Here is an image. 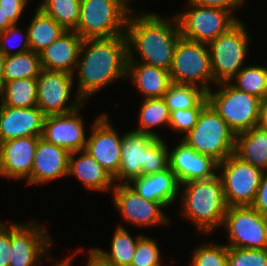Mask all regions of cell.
Returning a JSON list of instances; mask_svg holds the SVG:
<instances>
[{
    "mask_svg": "<svg viewBox=\"0 0 267 266\" xmlns=\"http://www.w3.org/2000/svg\"><path fill=\"white\" fill-rule=\"evenodd\" d=\"M126 35L83 39L76 74L77 94L84 102L114 81L126 79Z\"/></svg>",
    "mask_w": 267,
    "mask_h": 266,
    "instance_id": "1",
    "label": "cell"
},
{
    "mask_svg": "<svg viewBox=\"0 0 267 266\" xmlns=\"http://www.w3.org/2000/svg\"><path fill=\"white\" fill-rule=\"evenodd\" d=\"M133 11L125 31L127 62L146 63L169 71L175 46L181 37L176 16L168 20V17L164 19L153 12L135 14Z\"/></svg>",
    "mask_w": 267,
    "mask_h": 266,
    "instance_id": "2",
    "label": "cell"
},
{
    "mask_svg": "<svg viewBox=\"0 0 267 266\" xmlns=\"http://www.w3.org/2000/svg\"><path fill=\"white\" fill-rule=\"evenodd\" d=\"M180 189V214L195 225L198 233L208 235L222 226L228 205L218 174L210 179L180 184Z\"/></svg>",
    "mask_w": 267,
    "mask_h": 266,
    "instance_id": "3",
    "label": "cell"
},
{
    "mask_svg": "<svg viewBox=\"0 0 267 266\" xmlns=\"http://www.w3.org/2000/svg\"><path fill=\"white\" fill-rule=\"evenodd\" d=\"M206 92L208 104L225 120L235 134L258 126L262 100L234 87L230 82L215 85ZM215 91V92H214Z\"/></svg>",
    "mask_w": 267,
    "mask_h": 266,
    "instance_id": "4",
    "label": "cell"
},
{
    "mask_svg": "<svg viewBox=\"0 0 267 266\" xmlns=\"http://www.w3.org/2000/svg\"><path fill=\"white\" fill-rule=\"evenodd\" d=\"M131 11L125 0H81L80 19L74 31L83 39L124 35Z\"/></svg>",
    "mask_w": 267,
    "mask_h": 266,
    "instance_id": "5",
    "label": "cell"
},
{
    "mask_svg": "<svg viewBox=\"0 0 267 266\" xmlns=\"http://www.w3.org/2000/svg\"><path fill=\"white\" fill-rule=\"evenodd\" d=\"M235 137L225 120L207 104L199 114L196 125L180 140L219 164L234 153Z\"/></svg>",
    "mask_w": 267,
    "mask_h": 266,
    "instance_id": "6",
    "label": "cell"
},
{
    "mask_svg": "<svg viewBox=\"0 0 267 266\" xmlns=\"http://www.w3.org/2000/svg\"><path fill=\"white\" fill-rule=\"evenodd\" d=\"M241 20L208 43L215 85L229 82L243 67L249 51L250 35Z\"/></svg>",
    "mask_w": 267,
    "mask_h": 266,
    "instance_id": "7",
    "label": "cell"
},
{
    "mask_svg": "<svg viewBox=\"0 0 267 266\" xmlns=\"http://www.w3.org/2000/svg\"><path fill=\"white\" fill-rule=\"evenodd\" d=\"M169 73L172 83L193 84L206 92L210 91L211 84L215 85V82L208 45L180 37L174 49Z\"/></svg>",
    "mask_w": 267,
    "mask_h": 266,
    "instance_id": "8",
    "label": "cell"
},
{
    "mask_svg": "<svg viewBox=\"0 0 267 266\" xmlns=\"http://www.w3.org/2000/svg\"><path fill=\"white\" fill-rule=\"evenodd\" d=\"M187 8L175 16L181 37L195 42L208 44L240 21L230 10L190 3Z\"/></svg>",
    "mask_w": 267,
    "mask_h": 266,
    "instance_id": "9",
    "label": "cell"
},
{
    "mask_svg": "<svg viewBox=\"0 0 267 266\" xmlns=\"http://www.w3.org/2000/svg\"><path fill=\"white\" fill-rule=\"evenodd\" d=\"M217 172L228 207L251 206L264 170L241 160L233 153L218 164Z\"/></svg>",
    "mask_w": 267,
    "mask_h": 266,
    "instance_id": "10",
    "label": "cell"
},
{
    "mask_svg": "<svg viewBox=\"0 0 267 266\" xmlns=\"http://www.w3.org/2000/svg\"><path fill=\"white\" fill-rule=\"evenodd\" d=\"M222 228L227 230V247L267 249V217L251 206L228 207Z\"/></svg>",
    "mask_w": 267,
    "mask_h": 266,
    "instance_id": "11",
    "label": "cell"
},
{
    "mask_svg": "<svg viewBox=\"0 0 267 266\" xmlns=\"http://www.w3.org/2000/svg\"><path fill=\"white\" fill-rule=\"evenodd\" d=\"M36 220L11 222V249L9 266H39L49 254L53 239L48 229Z\"/></svg>",
    "mask_w": 267,
    "mask_h": 266,
    "instance_id": "12",
    "label": "cell"
},
{
    "mask_svg": "<svg viewBox=\"0 0 267 266\" xmlns=\"http://www.w3.org/2000/svg\"><path fill=\"white\" fill-rule=\"evenodd\" d=\"M74 82V75L43 69L37 78V107L46 116L68 114L81 108L85 102L77 94L73 101L68 103Z\"/></svg>",
    "mask_w": 267,
    "mask_h": 266,
    "instance_id": "13",
    "label": "cell"
},
{
    "mask_svg": "<svg viewBox=\"0 0 267 266\" xmlns=\"http://www.w3.org/2000/svg\"><path fill=\"white\" fill-rule=\"evenodd\" d=\"M111 193L116 210L128 224L141 228L169 224L164 204L144 199L128 184H115Z\"/></svg>",
    "mask_w": 267,
    "mask_h": 266,
    "instance_id": "14",
    "label": "cell"
},
{
    "mask_svg": "<svg viewBox=\"0 0 267 266\" xmlns=\"http://www.w3.org/2000/svg\"><path fill=\"white\" fill-rule=\"evenodd\" d=\"M106 113L100 114L91 124L85 150L118 182L123 135L112 125Z\"/></svg>",
    "mask_w": 267,
    "mask_h": 266,
    "instance_id": "15",
    "label": "cell"
},
{
    "mask_svg": "<svg viewBox=\"0 0 267 266\" xmlns=\"http://www.w3.org/2000/svg\"><path fill=\"white\" fill-rule=\"evenodd\" d=\"M68 114L47 115L41 137L49 143L63 147L69 153L84 150L87 144L86 128L80 111Z\"/></svg>",
    "mask_w": 267,
    "mask_h": 266,
    "instance_id": "16",
    "label": "cell"
},
{
    "mask_svg": "<svg viewBox=\"0 0 267 266\" xmlns=\"http://www.w3.org/2000/svg\"><path fill=\"white\" fill-rule=\"evenodd\" d=\"M40 137H21L0 143V177L27 180L31 176Z\"/></svg>",
    "mask_w": 267,
    "mask_h": 266,
    "instance_id": "17",
    "label": "cell"
},
{
    "mask_svg": "<svg viewBox=\"0 0 267 266\" xmlns=\"http://www.w3.org/2000/svg\"><path fill=\"white\" fill-rule=\"evenodd\" d=\"M179 141L174 149L169 148V168L180 184L210 179L217 175L218 163L215 160L196 152L183 141Z\"/></svg>",
    "mask_w": 267,
    "mask_h": 266,
    "instance_id": "18",
    "label": "cell"
},
{
    "mask_svg": "<svg viewBox=\"0 0 267 266\" xmlns=\"http://www.w3.org/2000/svg\"><path fill=\"white\" fill-rule=\"evenodd\" d=\"M37 107L18 108L0 103V143L28 136H41L45 119Z\"/></svg>",
    "mask_w": 267,
    "mask_h": 266,
    "instance_id": "19",
    "label": "cell"
},
{
    "mask_svg": "<svg viewBox=\"0 0 267 266\" xmlns=\"http://www.w3.org/2000/svg\"><path fill=\"white\" fill-rule=\"evenodd\" d=\"M69 155L70 153L63 147L49 143L40 137L35 150L31 176L26 180V184L40 185L65 178L68 175Z\"/></svg>",
    "mask_w": 267,
    "mask_h": 266,
    "instance_id": "20",
    "label": "cell"
},
{
    "mask_svg": "<svg viewBox=\"0 0 267 266\" xmlns=\"http://www.w3.org/2000/svg\"><path fill=\"white\" fill-rule=\"evenodd\" d=\"M83 38L75 31H64L39 53L42 69L74 75Z\"/></svg>",
    "mask_w": 267,
    "mask_h": 266,
    "instance_id": "21",
    "label": "cell"
},
{
    "mask_svg": "<svg viewBox=\"0 0 267 266\" xmlns=\"http://www.w3.org/2000/svg\"><path fill=\"white\" fill-rule=\"evenodd\" d=\"M155 139V136L132 129L123 134L118 184H128L131 180L145 175L146 148Z\"/></svg>",
    "mask_w": 267,
    "mask_h": 266,
    "instance_id": "22",
    "label": "cell"
},
{
    "mask_svg": "<svg viewBox=\"0 0 267 266\" xmlns=\"http://www.w3.org/2000/svg\"><path fill=\"white\" fill-rule=\"evenodd\" d=\"M128 185L144 199L160 202L166 207L172 205L180 193V183L170 168L135 178Z\"/></svg>",
    "mask_w": 267,
    "mask_h": 266,
    "instance_id": "23",
    "label": "cell"
},
{
    "mask_svg": "<svg viewBox=\"0 0 267 266\" xmlns=\"http://www.w3.org/2000/svg\"><path fill=\"white\" fill-rule=\"evenodd\" d=\"M77 154L79 156L75 157ZM70 175L76 177L88 190L108 192L115 186L114 178L110 173L85 149L70 153L68 176Z\"/></svg>",
    "mask_w": 267,
    "mask_h": 266,
    "instance_id": "24",
    "label": "cell"
},
{
    "mask_svg": "<svg viewBox=\"0 0 267 266\" xmlns=\"http://www.w3.org/2000/svg\"><path fill=\"white\" fill-rule=\"evenodd\" d=\"M126 78L131 79L143 99L163 98L172 84L168 70L141 62H127Z\"/></svg>",
    "mask_w": 267,
    "mask_h": 266,
    "instance_id": "25",
    "label": "cell"
},
{
    "mask_svg": "<svg viewBox=\"0 0 267 266\" xmlns=\"http://www.w3.org/2000/svg\"><path fill=\"white\" fill-rule=\"evenodd\" d=\"M234 154L241 160L267 171V131L256 126L237 134Z\"/></svg>",
    "mask_w": 267,
    "mask_h": 266,
    "instance_id": "26",
    "label": "cell"
},
{
    "mask_svg": "<svg viewBox=\"0 0 267 266\" xmlns=\"http://www.w3.org/2000/svg\"><path fill=\"white\" fill-rule=\"evenodd\" d=\"M27 30L30 50L38 54L66 31L38 7L27 26Z\"/></svg>",
    "mask_w": 267,
    "mask_h": 266,
    "instance_id": "27",
    "label": "cell"
},
{
    "mask_svg": "<svg viewBox=\"0 0 267 266\" xmlns=\"http://www.w3.org/2000/svg\"><path fill=\"white\" fill-rule=\"evenodd\" d=\"M0 103L18 108L37 106V78H22L5 82L0 91Z\"/></svg>",
    "mask_w": 267,
    "mask_h": 266,
    "instance_id": "28",
    "label": "cell"
},
{
    "mask_svg": "<svg viewBox=\"0 0 267 266\" xmlns=\"http://www.w3.org/2000/svg\"><path fill=\"white\" fill-rule=\"evenodd\" d=\"M163 99L169 111L204 108L208 104L206 91L193 84L172 83Z\"/></svg>",
    "mask_w": 267,
    "mask_h": 266,
    "instance_id": "29",
    "label": "cell"
},
{
    "mask_svg": "<svg viewBox=\"0 0 267 266\" xmlns=\"http://www.w3.org/2000/svg\"><path fill=\"white\" fill-rule=\"evenodd\" d=\"M111 251L104 249H96L114 266H130L134 257L138 240L143 234L137 235L135 238L126 230L123 224H118L115 233L112 235Z\"/></svg>",
    "mask_w": 267,
    "mask_h": 266,
    "instance_id": "30",
    "label": "cell"
},
{
    "mask_svg": "<svg viewBox=\"0 0 267 266\" xmlns=\"http://www.w3.org/2000/svg\"><path fill=\"white\" fill-rule=\"evenodd\" d=\"M138 116L139 125L138 128L134 129L136 132L162 138L153 129L161 125L169 127L170 111L163 98L143 99L140 104Z\"/></svg>",
    "mask_w": 267,
    "mask_h": 266,
    "instance_id": "31",
    "label": "cell"
},
{
    "mask_svg": "<svg viewBox=\"0 0 267 266\" xmlns=\"http://www.w3.org/2000/svg\"><path fill=\"white\" fill-rule=\"evenodd\" d=\"M5 82L22 78H38L42 66L40 56L32 50L5 56Z\"/></svg>",
    "mask_w": 267,
    "mask_h": 266,
    "instance_id": "32",
    "label": "cell"
},
{
    "mask_svg": "<svg viewBox=\"0 0 267 266\" xmlns=\"http://www.w3.org/2000/svg\"><path fill=\"white\" fill-rule=\"evenodd\" d=\"M229 82L263 101L267 98V65H244Z\"/></svg>",
    "mask_w": 267,
    "mask_h": 266,
    "instance_id": "33",
    "label": "cell"
},
{
    "mask_svg": "<svg viewBox=\"0 0 267 266\" xmlns=\"http://www.w3.org/2000/svg\"><path fill=\"white\" fill-rule=\"evenodd\" d=\"M81 0H43L37 6L64 30L74 31L80 19Z\"/></svg>",
    "mask_w": 267,
    "mask_h": 266,
    "instance_id": "34",
    "label": "cell"
},
{
    "mask_svg": "<svg viewBox=\"0 0 267 266\" xmlns=\"http://www.w3.org/2000/svg\"><path fill=\"white\" fill-rule=\"evenodd\" d=\"M191 255V266H228V247L222 243L196 246Z\"/></svg>",
    "mask_w": 267,
    "mask_h": 266,
    "instance_id": "35",
    "label": "cell"
},
{
    "mask_svg": "<svg viewBox=\"0 0 267 266\" xmlns=\"http://www.w3.org/2000/svg\"><path fill=\"white\" fill-rule=\"evenodd\" d=\"M159 244L154 238L142 236L137 243L130 266H163Z\"/></svg>",
    "mask_w": 267,
    "mask_h": 266,
    "instance_id": "36",
    "label": "cell"
},
{
    "mask_svg": "<svg viewBox=\"0 0 267 266\" xmlns=\"http://www.w3.org/2000/svg\"><path fill=\"white\" fill-rule=\"evenodd\" d=\"M164 138H156L146 148L145 175L165 171L169 168V147Z\"/></svg>",
    "mask_w": 267,
    "mask_h": 266,
    "instance_id": "37",
    "label": "cell"
},
{
    "mask_svg": "<svg viewBox=\"0 0 267 266\" xmlns=\"http://www.w3.org/2000/svg\"><path fill=\"white\" fill-rule=\"evenodd\" d=\"M228 266H267V249L228 247Z\"/></svg>",
    "mask_w": 267,
    "mask_h": 266,
    "instance_id": "38",
    "label": "cell"
},
{
    "mask_svg": "<svg viewBox=\"0 0 267 266\" xmlns=\"http://www.w3.org/2000/svg\"><path fill=\"white\" fill-rule=\"evenodd\" d=\"M18 26L19 25L17 24H13L12 26H9L5 31L0 32V52L3 53L5 56L18 54V53H22V52L30 50L27 27L24 28L25 31L23 32L22 30L24 29L18 28ZM23 33H24V36H23ZM17 35L18 36L22 35V36H19V38L21 37V42H18V44L14 42V44L16 45L12 44L13 46H11L10 45L11 42L14 41ZM12 48L13 49L18 48V49L14 51L12 50Z\"/></svg>",
    "mask_w": 267,
    "mask_h": 266,
    "instance_id": "39",
    "label": "cell"
},
{
    "mask_svg": "<svg viewBox=\"0 0 267 266\" xmlns=\"http://www.w3.org/2000/svg\"><path fill=\"white\" fill-rule=\"evenodd\" d=\"M203 108H189L186 110L170 111L169 127L177 133L186 135L197 123Z\"/></svg>",
    "mask_w": 267,
    "mask_h": 266,
    "instance_id": "40",
    "label": "cell"
},
{
    "mask_svg": "<svg viewBox=\"0 0 267 266\" xmlns=\"http://www.w3.org/2000/svg\"><path fill=\"white\" fill-rule=\"evenodd\" d=\"M28 5V0H0V7L12 24H17Z\"/></svg>",
    "mask_w": 267,
    "mask_h": 266,
    "instance_id": "41",
    "label": "cell"
},
{
    "mask_svg": "<svg viewBox=\"0 0 267 266\" xmlns=\"http://www.w3.org/2000/svg\"><path fill=\"white\" fill-rule=\"evenodd\" d=\"M11 249V221L9 224L0 220V266H9Z\"/></svg>",
    "mask_w": 267,
    "mask_h": 266,
    "instance_id": "42",
    "label": "cell"
},
{
    "mask_svg": "<svg viewBox=\"0 0 267 266\" xmlns=\"http://www.w3.org/2000/svg\"><path fill=\"white\" fill-rule=\"evenodd\" d=\"M246 0H187L186 3L230 10L234 13Z\"/></svg>",
    "mask_w": 267,
    "mask_h": 266,
    "instance_id": "43",
    "label": "cell"
},
{
    "mask_svg": "<svg viewBox=\"0 0 267 266\" xmlns=\"http://www.w3.org/2000/svg\"><path fill=\"white\" fill-rule=\"evenodd\" d=\"M251 207L267 217V171H264Z\"/></svg>",
    "mask_w": 267,
    "mask_h": 266,
    "instance_id": "44",
    "label": "cell"
},
{
    "mask_svg": "<svg viewBox=\"0 0 267 266\" xmlns=\"http://www.w3.org/2000/svg\"><path fill=\"white\" fill-rule=\"evenodd\" d=\"M86 266H114L95 247L90 248Z\"/></svg>",
    "mask_w": 267,
    "mask_h": 266,
    "instance_id": "45",
    "label": "cell"
},
{
    "mask_svg": "<svg viewBox=\"0 0 267 266\" xmlns=\"http://www.w3.org/2000/svg\"><path fill=\"white\" fill-rule=\"evenodd\" d=\"M258 126L267 131V98L261 102Z\"/></svg>",
    "mask_w": 267,
    "mask_h": 266,
    "instance_id": "46",
    "label": "cell"
},
{
    "mask_svg": "<svg viewBox=\"0 0 267 266\" xmlns=\"http://www.w3.org/2000/svg\"><path fill=\"white\" fill-rule=\"evenodd\" d=\"M12 25L13 24L5 16L3 10L0 7V32L5 31L9 26H12Z\"/></svg>",
    "mask_w": 267,
    "mask_h": 266,
    "instance_id": "47",
    "label": "cell"
},
{
    "mask_svg": "<svg viewBox=\"0 0 267 266\" xmlns=\"http://www.w3.org/2000/svg\"><path fill=\"white\" fill-rule=\"evenodd\" d=\"M4 62H5V55L0 52V91L2 90L3 86L5 85L4 79Z\"/></svg>",
    "mask_w": 267,
    "mask_h": 266,
    "instance_id": "48",
    "label": "cell"
},
{
    "mask_svg": "<svg viewBox=\"0 0 267 266\" xmlns=\"http://www.w3.org/2000/svg\"><path fill=\"white\" fill-rule=\"evenodd\" d=\"M74 258L73 255H70L68 257H65L64 259L57 261L55 260L54 266H73L72 265V259Z\"/></svg>",
    "mask_w": 267,
    "mask_h": 266,
    "instance_id": "49",
    "label": "cell"
},
{
    "mask_svg": "<svg viewBox=\"0 0 267 266\" xmlns=\"http://www.w3.org/2000/svg\"><path fill=\"white\" fill-rule=\"evenodd\" d=\"M128 4L130 3L131 4V2H132V0H125ZM131 1V2H130Z\"/></svg>",
    "mask_w": 267,
    "mask_h": 266,
    "instance_id": "50",
    "label": "cell"
}]
</instances>
